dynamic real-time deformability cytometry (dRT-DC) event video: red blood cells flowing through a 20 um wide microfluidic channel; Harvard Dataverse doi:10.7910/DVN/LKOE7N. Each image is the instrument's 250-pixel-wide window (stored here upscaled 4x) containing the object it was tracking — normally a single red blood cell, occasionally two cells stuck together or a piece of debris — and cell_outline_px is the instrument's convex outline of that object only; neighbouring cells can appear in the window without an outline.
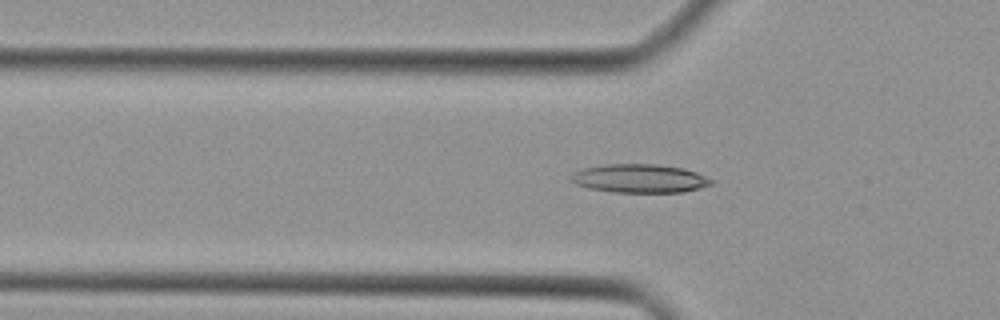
{"species": "Egyptian fruit bat (a non-hibernating species)", "species_latin": "Rousettus aegyptiacus", "temperature_condition": "cold", "stored_images_in_passage": 30, "camera_frame_rate_fps": 3000, "um_per_image_px": 0.085, "animal": {"sex": "female"}, "frame": {"image": 1, "passage_image": 9, "time_ms": 2.667, "image_size_px": [1000, 320], "cell_outline_px": [[716, 184], [684, 192], [612, 192], [588, 188], [576, 184], [568, 180], [568, 176], [572, 172], [580, 168], [604, 164], [656, 164], [684, 168], [696, 172], [716, 180]], "centroid_in_image_um": [54.36, 15.16], "position_along_channel_um": 71.4, "area_um2": 23.93}}
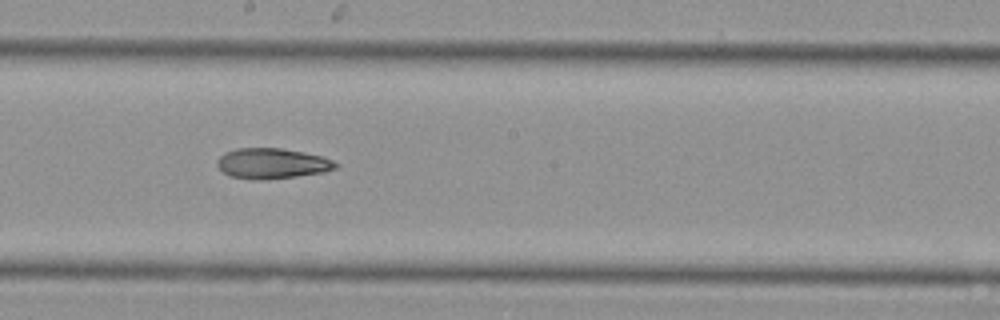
{"frame": {"image": 2, "passage_image": 19, "time_ms": 6.0, "image_size_px": [1000, 320], "cell_outline_px": [[340, 164], [336, 168], [324, 172], [296, 176], [264, 180], [252, 180], [228, 176], [216, 164], [216, 160], [224, 152], [236, 148], [280, 148], [304, 152], [324, 156]], "centroid_in_image_um": [23.12, 13.89], "position_along_channel_um": 225.1, "area_um2": 21.27}}
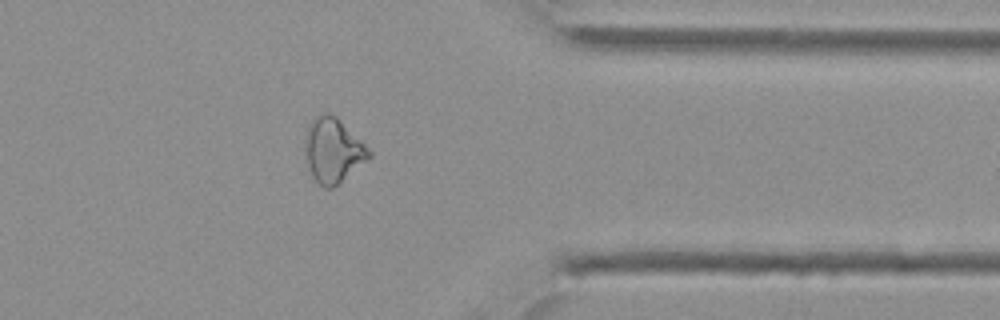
{"frame": {"image": 3, "passage_image": 30, "time_ms": 9.667, "image_size_px": [1000, 320], "cell_outline_px": [[372, 156], [332, 188], [324, 188], [312, 176], [304, 152], [304, 140], [308, 128], [316, 116], [324, 112], [328, 112], [336, 116], [372, 152]], "centroid_in_image_um": [28.29, 12.77], "position_along_channel_um": 383.1, "area_um2": 23.64}}